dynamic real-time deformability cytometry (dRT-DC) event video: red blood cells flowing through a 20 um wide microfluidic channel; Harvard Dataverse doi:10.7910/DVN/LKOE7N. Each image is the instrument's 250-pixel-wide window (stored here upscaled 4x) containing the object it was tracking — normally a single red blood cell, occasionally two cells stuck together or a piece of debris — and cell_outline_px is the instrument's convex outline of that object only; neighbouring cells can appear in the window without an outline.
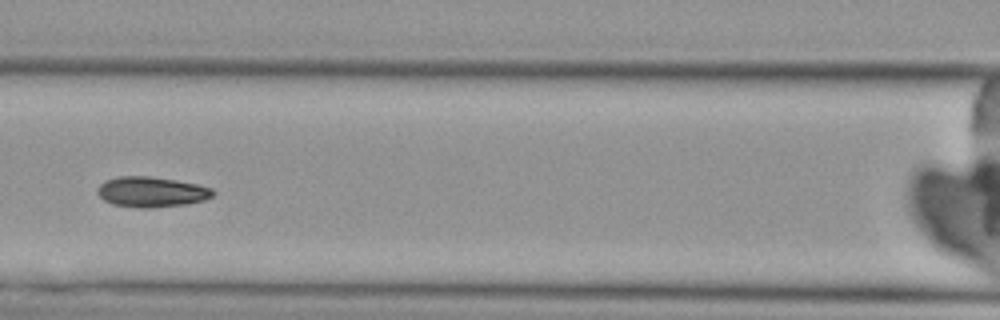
{"species": "Egyptian fruit bat (a non-hibernating species)", "species_latin": "Rousettus aegyptiacus", "temperature_condition": "cold", "stored_images_in_passage": 5, "camera_frame_rate_fps": 3000, "um_per_image_px": 0.085, "animal": {"sex": "female"}, "frame": {"image": 1, "passage_image": 5, "time_ms": 4.667, "image_size_px": [1000, 320], "cell_outline_px": [[216, 192], [212, 196], [204, 200], [184, 204], [152, 208], [140, 208], [112, 204], [104, 200], [96, 192], [96, 188], [104, 180], [116, 176], [148, 176], [176, 180], [200, 184], [212, 188]], "centroid_in_image_um": [12.86, 16.3], "position_along_channel_um": 153.7, "area_um2": 20.63}}